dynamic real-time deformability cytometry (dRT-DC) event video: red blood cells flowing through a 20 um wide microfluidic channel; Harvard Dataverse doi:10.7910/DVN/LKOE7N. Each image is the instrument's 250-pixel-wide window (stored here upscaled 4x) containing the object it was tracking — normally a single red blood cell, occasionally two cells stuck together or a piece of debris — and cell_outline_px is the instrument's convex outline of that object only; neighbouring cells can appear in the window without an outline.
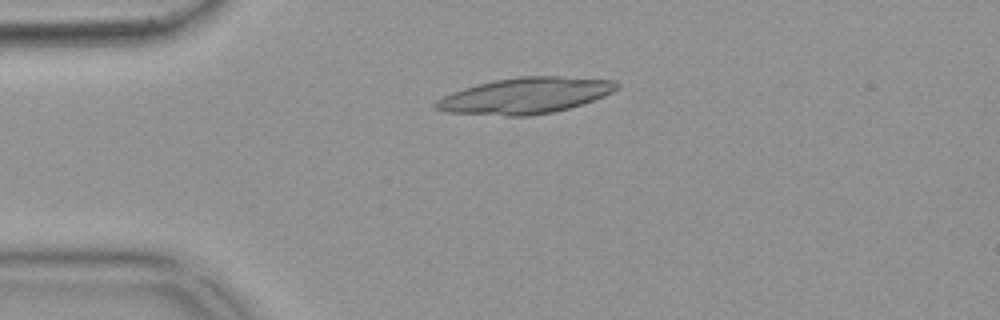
{"species": "common noctule bat (a hibernating species)", "species_latin": "Nyctalus noctula", "temperature_condition": "warm", "stored_images_in_passage": 35, "camera_frame_rate_fps": 3000, "um_per_image_px": 0.085, "animal": {"sex": "female", "body_mass_g": 18.4}, "frame": {"image": 1, "passage_image": 1, "time_ms": 0.0, "image_size_px": [1000, 320], "cell_outline_px": [[620, 88], [604, 96], [584, 104], [552, 112], [532, 116], [508, 116], [444, 112], [432, 108], [432, 104], [436, 100], [452, 92], [476, 84], [496, 80], [520, 76], [560, 76], [616, 80], [620, 84]], "centroid_in_image_um": [44.66, 8.13], "position_along_channel_um": 40.3, "area_um2": 38.32}}
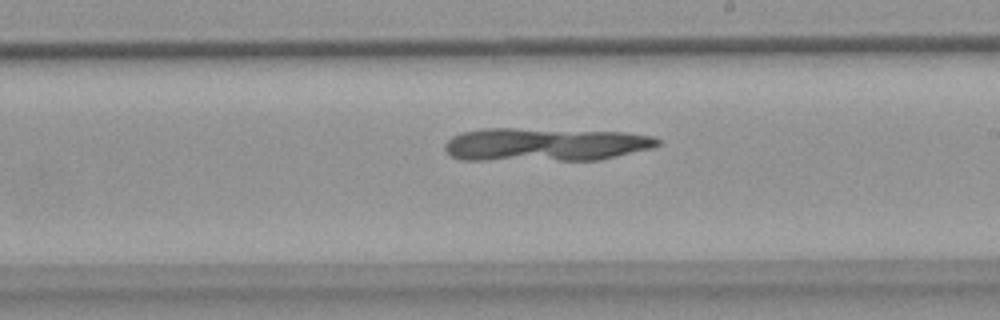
{"frame": {"image": 2, "passage_image": 19, "time_ms": 6.0, "image_size_px": [1000, 320], "cell_outline_px": [[660, 144], [652, 148], [600, 160], [460, 160], [452, 156], [444, 148], [444, 144], [452, 136], [460, 132], [484, 128], [516, 128], [624, 132], [652, 136], [660, 140]], "centroid_in_image_um": [46.31, 12.28], "position_along_channel_um": 242.7, "area_um2": 41.56}}
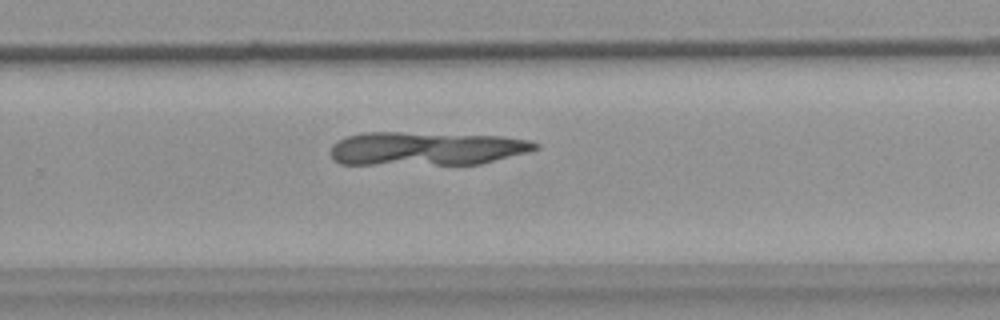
{"frame": {"image": 3, "passage_image": 23, "time_ms": 7.333, "image_size_px": [1000, 320], "cell_outline_px": [[540, 148], [532, 152], [480, 164], [340, 164], [332, 160], [332, 144], [348, 136], [364, 132], [400, 132], [504, 136], [528, 140], [540, 144]], "centroid_in_image_um": [36.31, 12.63], "position_along_channel_um": 293.5, "area_um2": 40.34}}